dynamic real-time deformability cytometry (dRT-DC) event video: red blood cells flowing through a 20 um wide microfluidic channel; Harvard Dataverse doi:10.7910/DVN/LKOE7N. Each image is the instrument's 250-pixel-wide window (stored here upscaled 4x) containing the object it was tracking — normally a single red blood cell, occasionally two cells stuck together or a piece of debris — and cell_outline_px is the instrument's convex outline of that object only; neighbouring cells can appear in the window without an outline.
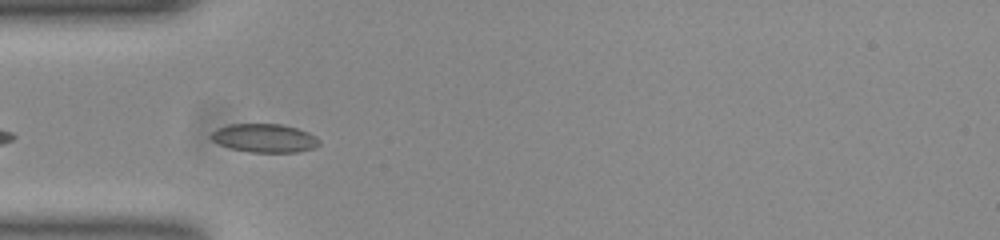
{"species": "common noctule bat (a hibernating species)", "species_latin": "Nyctalus noctula", "temperature_condition": "room temperature", "stored_images_in_passage": 7, "camera_frame_rate_fps": 3000, "um_per_image_px": 0.085, "animal": {"sex": "female", "body_mass_g": 23.0, "forearm_length_mm": 53.4}, "frame": {"image": 1, "passage_image": 4, "time_ms": 1.0, "image_size_px": [1000, 240], "cell_outline_px": [[320, 144], [316, 148], [300, 152], [248, 152], [232, 148], [220, 144], [212, 140], [208, 136], [216, 128], [228, 124], [280, 124], [296, 128], [308, 132], [316, 136], [320, 140]], "centroid_in_image_um": [22.5, 11.74], "position_along_channel_um": 62.5, "area_um2": 18.15}}